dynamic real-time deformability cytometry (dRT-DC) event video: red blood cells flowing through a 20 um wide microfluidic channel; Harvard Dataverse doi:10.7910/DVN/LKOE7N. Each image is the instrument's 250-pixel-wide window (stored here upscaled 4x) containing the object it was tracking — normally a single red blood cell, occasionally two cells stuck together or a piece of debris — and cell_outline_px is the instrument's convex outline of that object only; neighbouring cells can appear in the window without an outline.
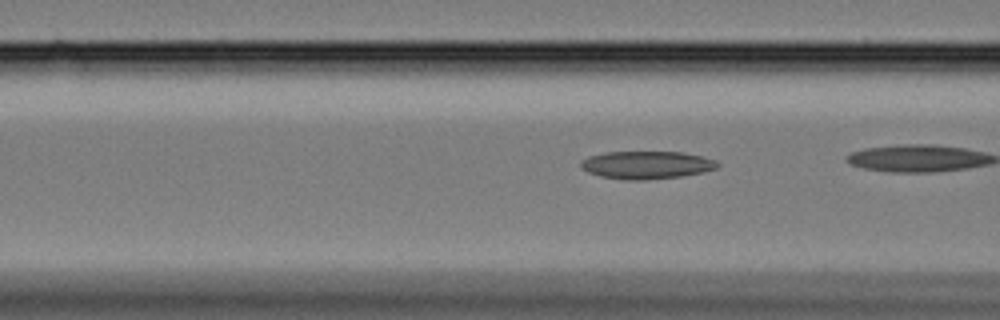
{"species": "Egyptian fruit bat (a non-hibernating species)", "species_latin": "Rousettus aegyptiacus", "temperature_condition": "cold", "stored_images_in_passage": 34, "camera_frame_rate_fps": 3000, "um_per_image_px": 0.085, "animal": {"sex": "female"}, "frame": {"image": 1, "passage_image": 10, "time_ms": 3.0, "image_size_px": [1000, 320], "cell_outline_px": [[720, 164], [716, 168], [704, 172], [680, 176], [644, 180], [628, 180], [600, 176], [588, 172], [580, 168], [580, 160], [588, 156], [604, 152], [684, 152], [716, 160]], "centroid_in_image_um": [54.93, 14.02], "position_along_channel_um": 111.7, "area_um2": 22.2}}